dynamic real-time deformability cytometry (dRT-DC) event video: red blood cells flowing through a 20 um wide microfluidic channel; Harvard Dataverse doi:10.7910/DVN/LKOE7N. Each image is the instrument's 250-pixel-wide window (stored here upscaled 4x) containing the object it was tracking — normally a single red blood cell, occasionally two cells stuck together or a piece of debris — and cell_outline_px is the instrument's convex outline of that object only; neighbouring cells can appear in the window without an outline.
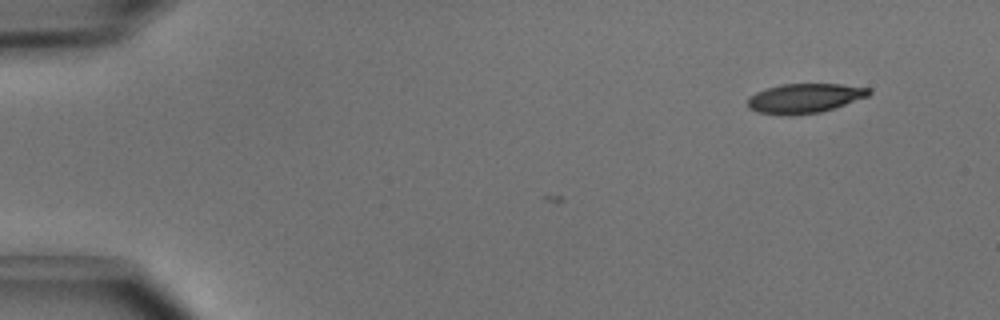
{"species": "common noctule bat (a hibernating species)", "species_latin": "Nyctalus noctula", "temperature_condition": "cold", "stored_images_in_passage": 2, "camera_frame_rate_fps": 3000, "um_per_image_px": 0.085, "animal": {"sex": "male", "body_mass_g": 15.6}, "frame": {"image": 1, "passage_image": 2, "time_ms": 0.333, "image_size_px": [1000, 320], "cell_outline_px": [[872, 92], [868, 96], [820, 112], [788, 116], [756, 112], [748, 108], [748, 96], [756, 92], [768, 88], [784, 84], [840, 84], [872, 88]], "centroid_in_image_um": [68.37, 8.35], "position_along_channel_um": 16.6, "area_um2": 20.81}}